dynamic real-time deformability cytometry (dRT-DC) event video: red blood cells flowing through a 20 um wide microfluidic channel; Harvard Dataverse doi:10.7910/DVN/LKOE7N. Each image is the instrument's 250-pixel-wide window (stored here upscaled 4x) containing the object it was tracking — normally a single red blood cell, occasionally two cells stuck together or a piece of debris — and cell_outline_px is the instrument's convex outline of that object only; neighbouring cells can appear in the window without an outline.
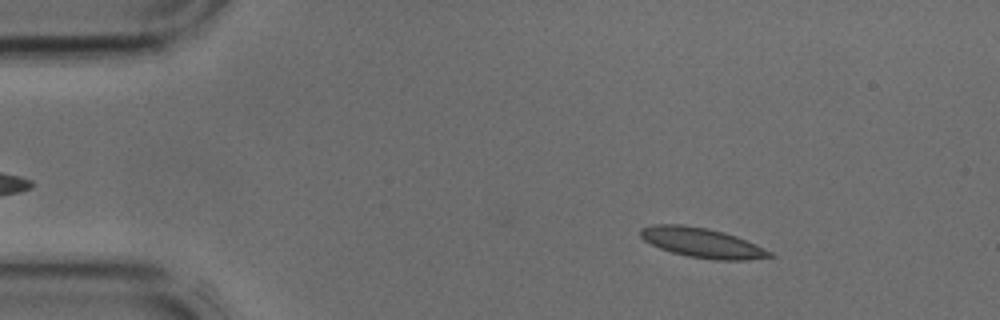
{"species": "common noctule bat (a hibernating species)", "species_latin": "Nyctalus noctula", "temperature_condition": "cold", "stored_images_in_passage": 41, "camera_frame_rate_fps": 3000, "um_per_image_px": 0.085, "animal": {"sex": "male", "body_mass_g": 17.9, "forearm_length_mm": 54.2}, "frame": {"image": 1, "passage_image": 5, "time_ms": 1.333, "image_size_px": [1000, 320], "cell_outline_px": [[776, 256], [748, 260], [716, 260], [688, 256], [672, 252], [660, 248], [644, 240], [640, 236], [640, 228], [656, 224], [680, 224], [708, 228], [724, 232], [736, 236], [764, 248], [772, 252]], "centroid_in_image_um": [59.69, 20.63], "position_along_channel_um": 25.3, "area_um2": 22.31}}
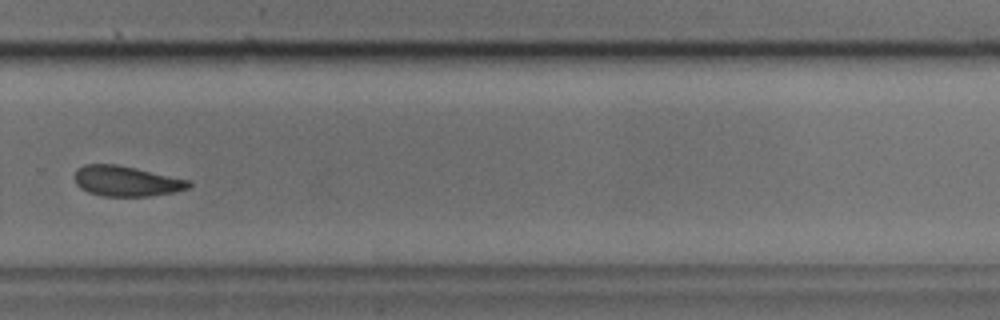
{"frame": {"image": 2, "passage_image": 28, "time_ms": 9.0, "image_size_px": [1000, 320], "cell_outline_px": [[192, 184], [188, 188], [172, 192], [148, 196], [104, 196], [88, 192], [80, 188], [76, 184], [76, 168], [84, 164], [116, 164], [136, 168], [192, 180]], "centroid_in_image_um": [10.75, 15.38], "position_along_channel_um": 319.1, "area_um2": 20.17}}
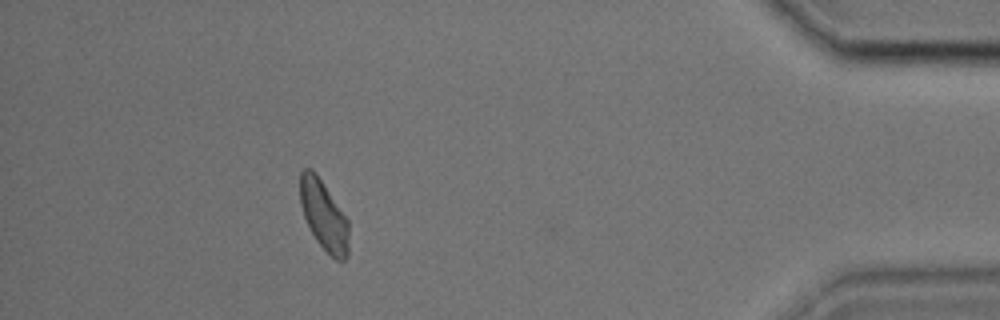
{"frame": {"image": 3, "passage_image": 37, "time_ms": 12.0, "image_size_px": [1000, 320], "cell_outline_px": [[348, 256], [344, 260], [336, 260], [316, 240], [304, 216], [300, 204], [300, 172], [304, 168], [312, 168], [316, 172], [348, 220]], "centroid_in_image_um": [27.51, 18.27], "position_along_channel_um": 407.7, "area_um2": 19.59}}